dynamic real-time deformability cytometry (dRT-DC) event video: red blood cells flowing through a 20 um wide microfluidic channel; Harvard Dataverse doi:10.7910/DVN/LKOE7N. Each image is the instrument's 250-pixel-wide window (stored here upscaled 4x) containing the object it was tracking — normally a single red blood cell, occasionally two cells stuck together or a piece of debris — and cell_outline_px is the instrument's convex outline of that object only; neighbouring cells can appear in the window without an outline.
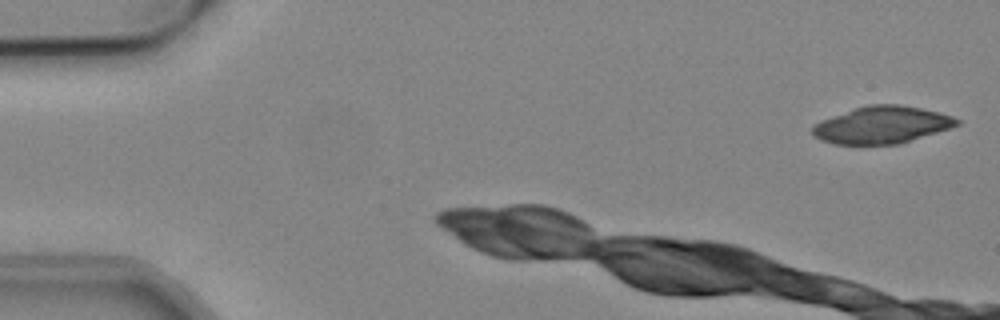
{"species": "common noctule bat (a hibernating species)", "species_latin": "Nyctalus noctula", "temperature_condition": "cold", "stored_images_in_passage": 21, "camera_frame_rate_fps": 3000, "um_per_image_px": 0.085, "animal": {"sex": "male", "body_mass_g": 19.2, "forearm_length_mm": 51.8}, "frame": {"image": 1, "passage_image": 1, "time_ms": 0.0, "image_size_px": [1000, 320], "cell_outline_px": [[960, 124], [900, 144], [836, 144], [820, 140], [812, 136], [812, 128], [820, 120], [868, 104], [900, 104], [940, 112], [952, 116], [960, 120]], "centroid_in_image_um": [74.95, 10.62], "position_along_channel_um": 10.1, "area_um2": 31.1}}